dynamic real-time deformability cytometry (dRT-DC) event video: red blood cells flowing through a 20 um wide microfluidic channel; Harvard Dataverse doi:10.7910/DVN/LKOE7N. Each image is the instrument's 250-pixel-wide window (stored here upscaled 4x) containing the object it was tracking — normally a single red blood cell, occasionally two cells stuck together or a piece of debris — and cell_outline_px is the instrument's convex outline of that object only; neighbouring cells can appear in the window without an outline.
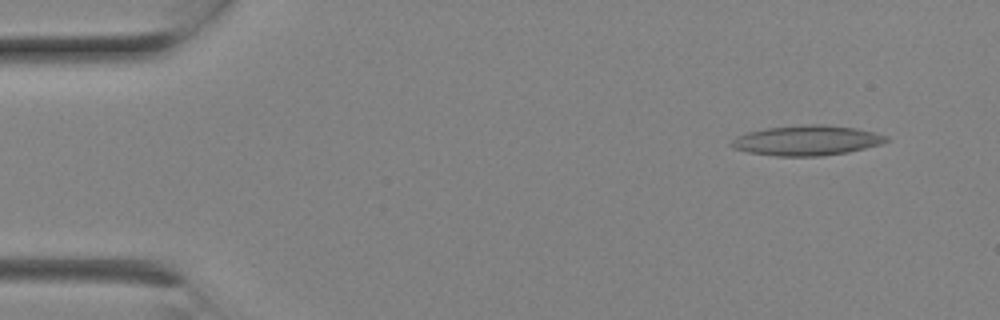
{"species": "Egyptian fruit bat (a non-hibernating species)", "species_latin": "Rousettus aegyptiacus", "temperature_condition": "room temperature", "stored_images_in_passage": 8, "camera_frame_rate_fps": 3000, "um_per_image_px": 0.085, "animal": {"sex": "female"}, "frame": {"image": 1, "passage_image": 1, "time_ms": 0.0, "image_size_px": [1000, 320], "cell_outline_px": [[888, 140], [880, 144], [848, 152], [820, 156], [776, 156], [748, 152], [732, 148], [728, 144], [736, 136], [748, 132], [764, 128], [804, 124], [820, 124], [856, 128], [888, 136]], "centroid_in_image_um": [68.52, 11.93], "position_along_channel_um": 16.5, "area_um2": 27.11}}
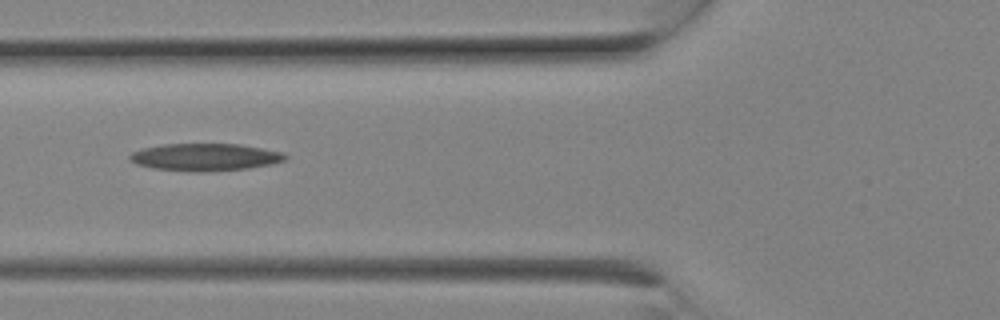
{"frame": {"image": 2, "passage_image": 7, "time_ms": 2.0, "image_size_px": [1000, 320], "cell_outline_px": [[288, 156], [284, 160], [272, 164], [248, 168], [200, 172], [192, 172], [152, 168], [136, 164], [128, 160], [128, 156], [132, 152], [144, 148], [160, 144], [240, 144], [284, 152]], "centroid_in_image_um": [17.41, 13.35], "position_along_channel_um": 108.4, "area_um2": 24.91}}
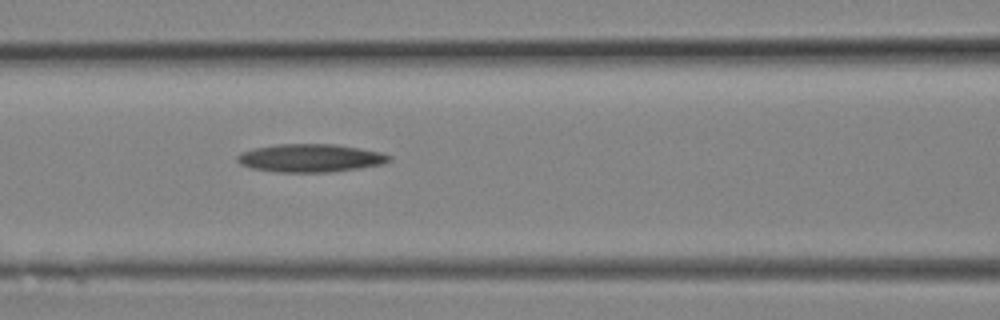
{"frame": {"image": 3, "passage_image": 8, "time_ms": 2.333, "image_size_px": [1000, 320], "cell_outline_px": [[392, 160], [384, 164], [360, 168], [332, 172], [276, 172], [252, 168], [240, 164], [236, 160], [236, 156], [240, 152], [252, 148], [276, 144], [332, 144], [360, 148], [380, 152], [392, 156]], "centroid_in_image_um": [26.37, 13.43], "position_along_channel_um": 140.2, "area_um2": 25.09}}